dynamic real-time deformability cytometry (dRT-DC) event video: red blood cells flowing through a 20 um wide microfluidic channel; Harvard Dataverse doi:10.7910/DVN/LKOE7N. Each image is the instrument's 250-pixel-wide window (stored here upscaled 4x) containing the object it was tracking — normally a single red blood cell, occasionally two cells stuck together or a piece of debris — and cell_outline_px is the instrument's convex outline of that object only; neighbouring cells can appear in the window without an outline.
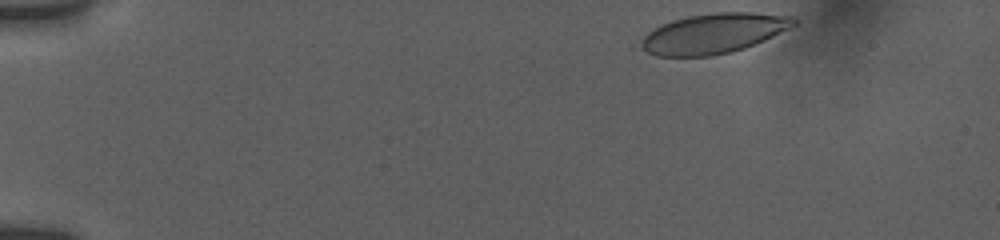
{"species": "human", "species_latin": "Homo sapiens", "temperature_condition": "room temperature", "stored_images_in_passage": 23, "camera_frame_rate_fps": 3000, "um_per_image_px": 0.085, "donor": {"sex": "female"}, "frame": {"image": 1, "passage_image": 1, "time_ms": 0.0, "image_size_px": [1000, 240], "cell_outline_px": [[796, 24], [764, 40], [744, 48], [732, 52], [712, 56], [656, 56], [632, 48], [632, 44], [648, 32], [672, 20], [688, 16], [716, 12], [752, 12], [796, 16]], "centroid_in_image_um": [60.54, 2.86], "position_along_channel_um": 24.5, "area_um2": 36.18}}
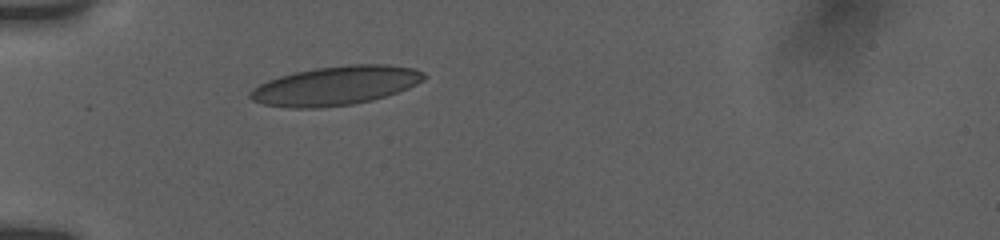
{"frame": {"image": 2, "passage_image": 14, "time_ms": 3.333, "image_size_px": [1000, 240], "cell_outline_px": [[428, 76], [424, 80], [408, 88], [372, 100], [352, 104], [320, 108], [288, 108], [264, 104], [252, 100], [248, 96], [248, 92], [252, 88], [268, 80], [280, 76], [296, 72], [316, 68], [352, 64], [388, 64], [412, 68], [424, 72]], "centroid_in_image_um": [28.52, 7.28], "position_along_channel_um": 56.5, "area_um2": 39.48}}
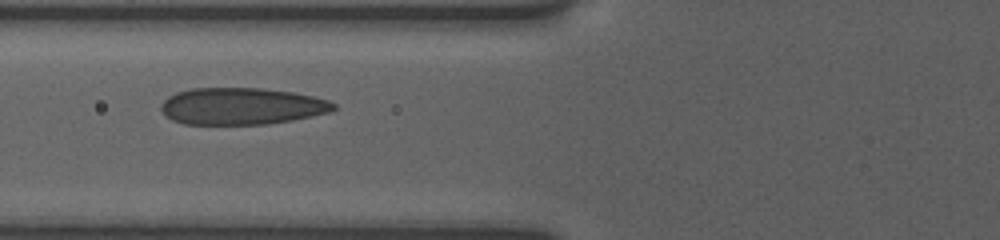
{"frame": {"image": 3, "passage_image": 19, "time_ms": 5.0, "image_size_px": [1000, 240], "cell_outline_px": [[336, 108], [332, 112], [292, 120], [268, 124], [184, 124], [172, 120], [160, 108], [160, 104], [168, 96], [176, 92], [192, 88], [260, 88], [296, 92], [328, 100], [336, 104]], "centroid_in_image_um": [20.56, 9.02], "position_along_channel_um": 105.2, "area_um2": 37.22}}